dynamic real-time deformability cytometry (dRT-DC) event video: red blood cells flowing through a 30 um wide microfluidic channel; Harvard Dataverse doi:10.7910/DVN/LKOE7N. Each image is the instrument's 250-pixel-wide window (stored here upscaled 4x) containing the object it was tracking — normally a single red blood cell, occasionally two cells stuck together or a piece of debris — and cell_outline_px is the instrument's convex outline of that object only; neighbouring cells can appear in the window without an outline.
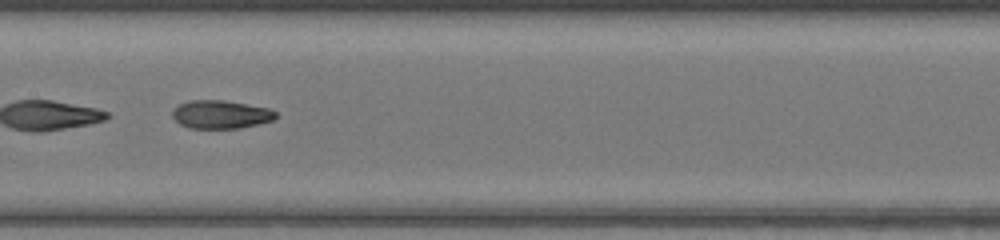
{"species": "common noctule bat (a hibernating species)", "species_latin": "Nyctalus noctula", "temperature_condition": "warm", "stored_images_in_passage": 21, "camera_frame_rate_fps": 3000, "um_per_image_px": 0.085, "animal": {"sex": "female", "body_mass_g": 17.0, "forearm_length_mm": 48.0}, "frame": {"image": 1, "passage_image": 10, "time_ms": 3.0, "image_size_px": [1000, 240], "cell_outline_px": [[276, 116], [272, 120], [260, 124], [240, 128], [188, 128], [180, 124], [172, 116], [172, 112], [180, 104], [188, 100], [224, 100], [268, 108], [276, 112]], "centroid_in_image_um": [18.76, 9.73], "position_along_channel_um": 188.6, "area_um2": 16.94}}